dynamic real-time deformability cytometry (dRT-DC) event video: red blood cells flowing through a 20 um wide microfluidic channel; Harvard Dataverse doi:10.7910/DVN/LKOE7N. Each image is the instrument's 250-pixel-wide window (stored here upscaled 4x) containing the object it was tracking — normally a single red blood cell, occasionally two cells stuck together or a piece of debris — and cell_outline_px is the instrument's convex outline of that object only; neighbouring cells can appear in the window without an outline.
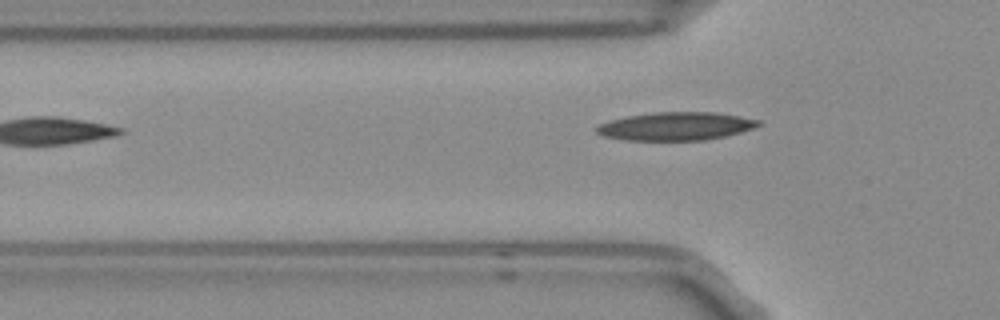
{"species": "Egyptian fruit bat (a non-hibernating species)", "species_latin": "Rousettus aegyptiacus", "temperature_condition": "room temperature", "stored_images_in_passage": 4, "camera_frame_rate_fps": 3000, "um_per_image_px": 0.085, "frame": {"image": 1, "passage_image": 4, "time_ms": 1.0, "image_size_px": [1000, 320], "cell_outline_px": [[760, 124], [752, 128], [740, 132], [724, 136], [704, 140], [624, 140], [604, 136], [596, 132], [592, 128], [596, 124], [608, 120], [628, 116], [652, 112], [716, 112], [740, 116], [760, 120]], "centroid_in_image_um": [57.36, 10.72], "position_along_channel_um": 68.4, "area_um2": 26.7}}